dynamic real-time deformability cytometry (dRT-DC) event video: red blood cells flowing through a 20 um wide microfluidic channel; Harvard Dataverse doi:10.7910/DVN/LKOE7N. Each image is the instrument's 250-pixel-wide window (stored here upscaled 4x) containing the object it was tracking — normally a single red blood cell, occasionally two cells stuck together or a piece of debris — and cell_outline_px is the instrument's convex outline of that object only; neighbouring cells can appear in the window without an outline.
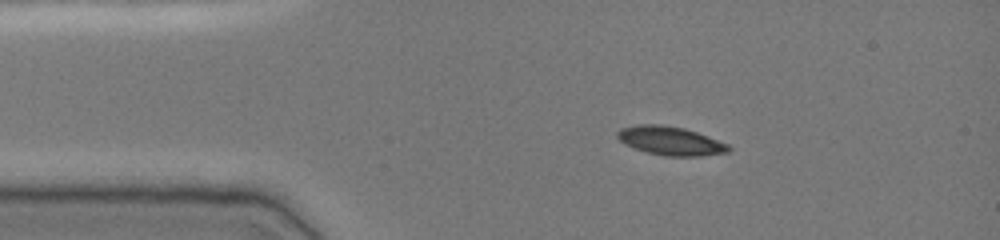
{"species": "common noctule bat (a hibernating species)", "species_latin": "Nyctalus noctula", "temperature_condition": "cold", "stored_images_in_passage": 41, "camera_frame_rate_fps": 3000, "um_per_image_px": 0.085, "animal": {"sex": "female", "body_mass_g": 19.0, "forearm_length_mm": 51.5}, "frame": {"image": 1, "passage_image": 1, "time_ms": 0.0, "image_size_px": [1000, 240], "cell_outline_px": [[732, 148], [728, 152], [700, 156], [664, 156], [648, 152], [624, 144], [616, 136], [616, 132], [620, 128], [636, 124], [660, 124], [684, 128], [708, 136], [728, 144]], "centroid_in_image_um": [56.97, 11.96], "position_along_channel_um": 28.0, "area_um2": 18.61}}
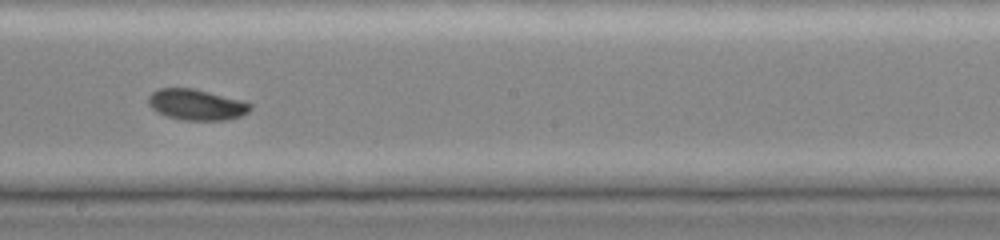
{"frame": {"image": 2, "passage_image": 20, "time_ms": 6.333, "image_size_px": [1000, 240], "cell_outline_px": [[252, 108], [248, 112], [240, 116], [228, 120], [184, 120], [168, 116], [156, 112], [148, 104], [148, 96], [152, 92], [160, 88], [192, 88], [240, 100], [252, 104]], "centroid_in_image_um": [16.68, 8.9], "position_along_channel_um": 231.5, "area_um2": 18.21}}
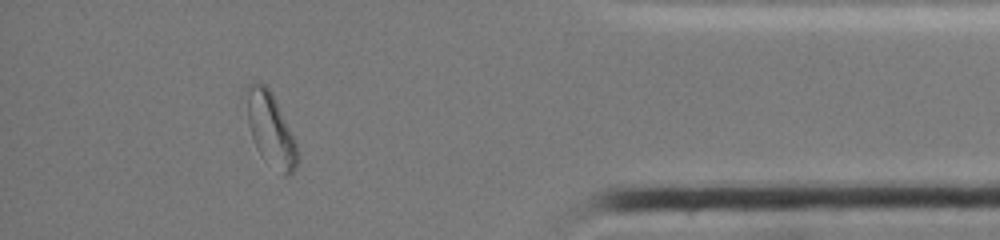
{"frame": {"image": 3, "passage_image": 36, "time_ms": 11.667, "image_size_px": [1000, 240], "cell_outline_px": [[300, 160], [296, 168], [288, 176], [284, 176], [256, 148], [248, 124], [248, 84], [252, 80], [264, 84], [272, 92], [296, 140], [300, 156]], "centroid_in_image_um": [23.07, 11.0], "position_along_channel_um": 412.1, "area_um2": 21.44}, "authors_computed_cell_mechanics": {"area_um2": 19.1318, "velocity_mm_per_s": 3.8682, "shape_relaxation_time_tau1_ms": 3.0311, "shape_relaxation_time_tau2_ms": null, "deformation_change_tau1": 0.0958, "deformation_change_tau2": null}}